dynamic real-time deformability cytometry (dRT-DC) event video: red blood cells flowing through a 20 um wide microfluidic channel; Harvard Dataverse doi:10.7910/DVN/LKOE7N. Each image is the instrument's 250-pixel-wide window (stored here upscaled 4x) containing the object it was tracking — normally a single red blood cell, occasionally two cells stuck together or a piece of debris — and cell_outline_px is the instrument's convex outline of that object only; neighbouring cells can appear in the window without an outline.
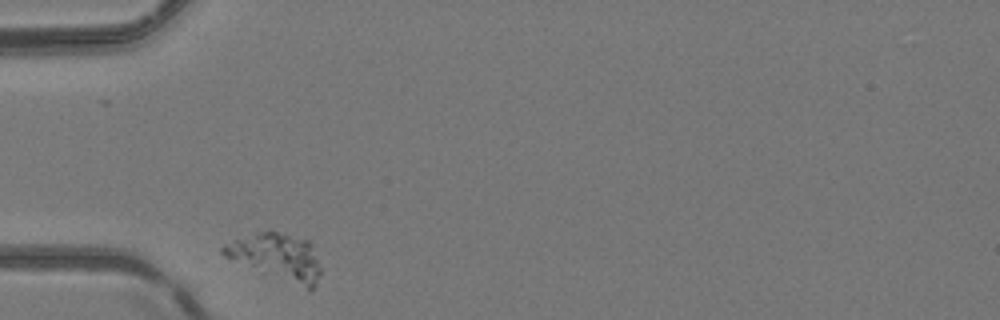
{"species": "common noctule bat (a hibernating species)", "species_latin": "Nyctalus noctula", "temperature_condition": "room temperature", "stored_images_in_passage": 28, "camera_frame_rate_fps": 3000, "um_per_image_px": 0.085, "animal": {"sex": "female", "body_mass_g": 24.6, "forearm_length_mm": 56.2}, "frame": {"image": 1, "passage_image": 1, "time_ms": 0.0, "image_size_px": [1000, 320], "cell_outline_px": [[320, 272], [316, 284], [308, 292], [224, 256], [220, 252], [220, 248], [224, 244], [256, 232], [268, 228], [272, 228], [308, 240], [312, 244], [320, 268]], "centroid_in_image_um": [23.55, 21.82], "position_along_channel_um": 61.4, "area_um2": 26.99}}
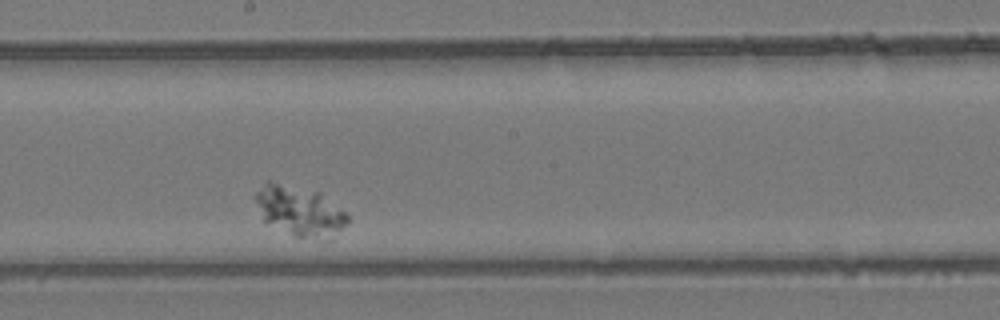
{"frame": {"image": 2, "passage_image": 15, "time_ms": 4.667, "image_size_px": [1000, 320], "cell_outline_px": [[348, 220], [332, 240], [328, 240], [296, 236], [264, 220], [252, 196], [268, 180], [320, 192], [348, 212]], "centroid_in_image_um": [25.51, 17.92], "position_along_channel_um": 222.7, "area_um2": 26.82}}
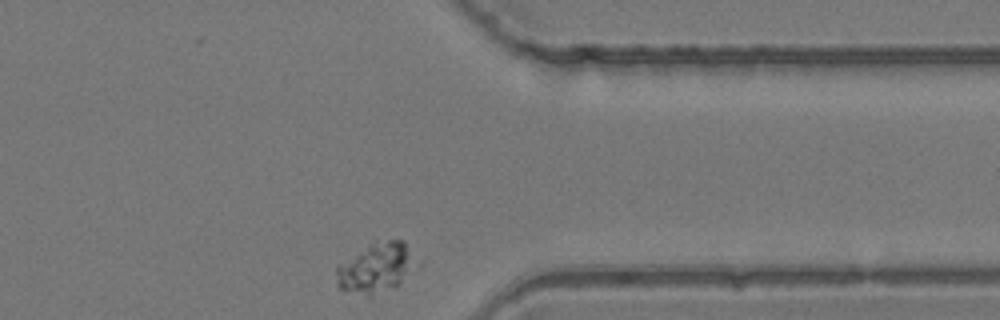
{"frame": {"image": 3, "passage_image": 28, "time_ms": 9.0, "image_size_px": [1000, 320], "cell_outline_px": [[412, 264], [400, 284], [368, 296], [336, 288], [336, 264], [376, 240], [404, 240], [412, 260]], "centroid_in_image_um": [31.81, 22.76], "position_along_channel_um": 379.6, "area_um2": 22.48}}